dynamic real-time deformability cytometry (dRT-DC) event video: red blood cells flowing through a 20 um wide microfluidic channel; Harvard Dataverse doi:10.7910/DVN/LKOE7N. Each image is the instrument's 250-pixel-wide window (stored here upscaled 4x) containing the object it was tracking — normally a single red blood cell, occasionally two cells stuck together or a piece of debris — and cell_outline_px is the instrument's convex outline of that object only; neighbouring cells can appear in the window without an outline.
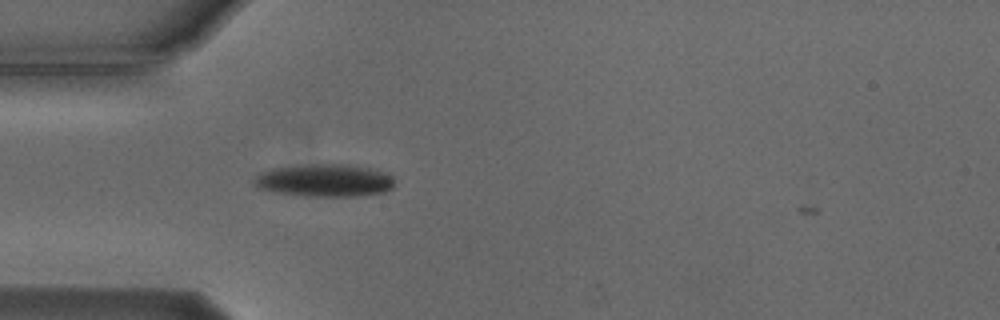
{"species": "Egyptian fruit bat (a non-hibernating species)", "species_latin": "Rousettus aegyptiacus", "temperature_condition": "cold", "stored_images_in_passage": 3, "camera_frame_rate_fps": 3000, "um_per_image_px": 0.085, "animal": {"sex": "male"}, "frame": {"image": 1, "passage_image": 2, "time_ms": 0.333, "image_size_px": [1000, 320], "cell_outline_px": [[392, 188], [384, 192], [360, 196], [304, 196], [276, 192], [260, 188], [252, 184], [252, 180], [256, 176], [272, 168], [308, 164], [348, 164], [368, 168], [392, 176]], "centroid_in_image_um": [27.55, 15.34], "position_along_channel_um": 57.4, "area_um2": 26.47}}